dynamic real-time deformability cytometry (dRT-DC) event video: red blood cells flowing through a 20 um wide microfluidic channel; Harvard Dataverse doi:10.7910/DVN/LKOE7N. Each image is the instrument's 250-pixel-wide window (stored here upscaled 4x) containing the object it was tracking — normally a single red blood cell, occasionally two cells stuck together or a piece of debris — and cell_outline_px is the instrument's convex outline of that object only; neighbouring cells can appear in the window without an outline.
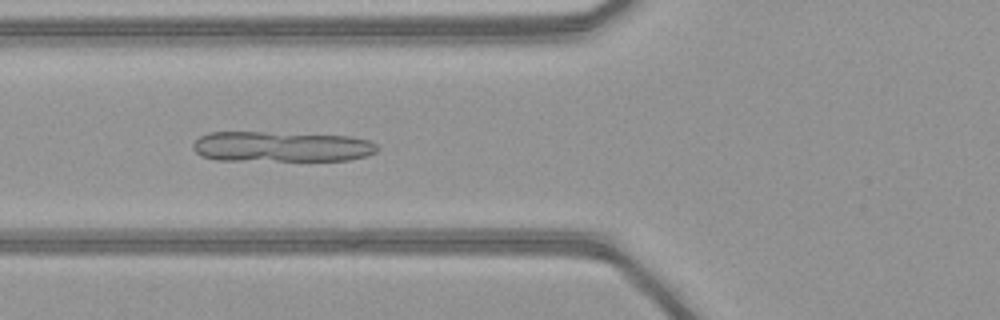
{"species": "common noctule bat (a hibernating species)", "species_latin": "Nyctalus noctula", "temperature_condition": "warm", "stored_images_in_passage": 37, "camera_frame_rate_fps": 3000, "um_per_image_px": 0.085, "animal": {"sex": "female", "body_mass_g": 21.9}, "frame": {"image": 1, "passage_image": 7, "time_ms": 2.0, "image_size_px": [1000, 320], "cell_outline_px": [[380, 148], [376, 152], [368, 156], [348, 160], [216, 160], [200, 156], [192, 148], [192, 144], [200, 136], [208, 132], [264, 132], [348, 136], [368, 140], [376, 144]], "centroid_in_image_um": [23.9, 12.47], "position_along_channel_um": 101.9, "area_um2": 32.77}}
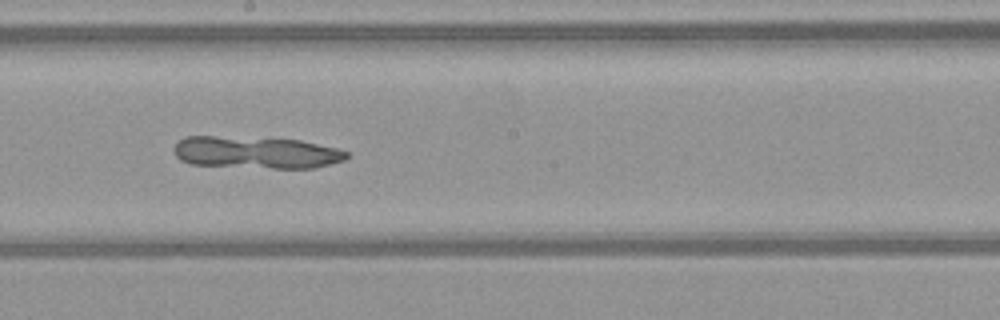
{"frame": {"image": 2, "passage_image": 16, "time_ms": 5.0, "image_size_px": [1000, 320], "cell_outline_px": [[348, 156], [344, 160], [316, 168], [272, 168], [192, 164], [180, 160], [176, 156], [172, 148], [180, 140], [188, 136], [216, 136], [300, 140], [336, 148], [348, 152]], "centroid_in_image_um": [21.76, 12.96], "position_along_channel_um": 226.4, "area_um2": 32.08}}
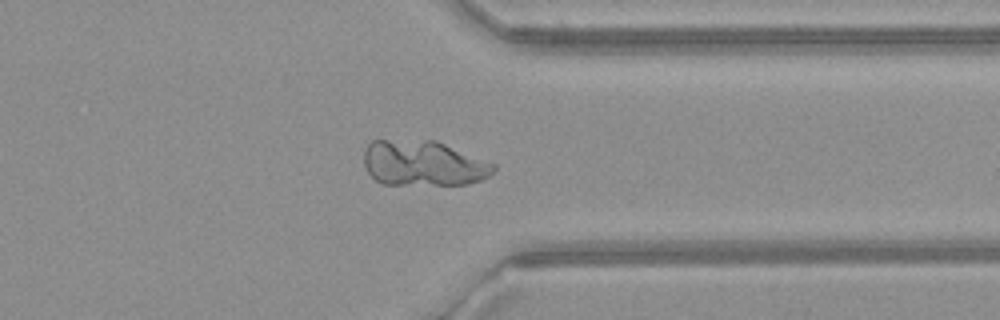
{"frame": {"image": 3, "passage_image": 27, "time_ms": 8.667, "image_size_px": [1000, 320], "cell_outline_px": [[496, 168], [488, 176], [480, 180], [468, 184], [380, 184], [368, 172], [364, 164], [364, 148], [372, 140], [436, 140], [496, 164]], "centroid_in_image_um": [35.97, 13.87], "position_along_channel_um": 375.4, "area_um2": 34.33}}